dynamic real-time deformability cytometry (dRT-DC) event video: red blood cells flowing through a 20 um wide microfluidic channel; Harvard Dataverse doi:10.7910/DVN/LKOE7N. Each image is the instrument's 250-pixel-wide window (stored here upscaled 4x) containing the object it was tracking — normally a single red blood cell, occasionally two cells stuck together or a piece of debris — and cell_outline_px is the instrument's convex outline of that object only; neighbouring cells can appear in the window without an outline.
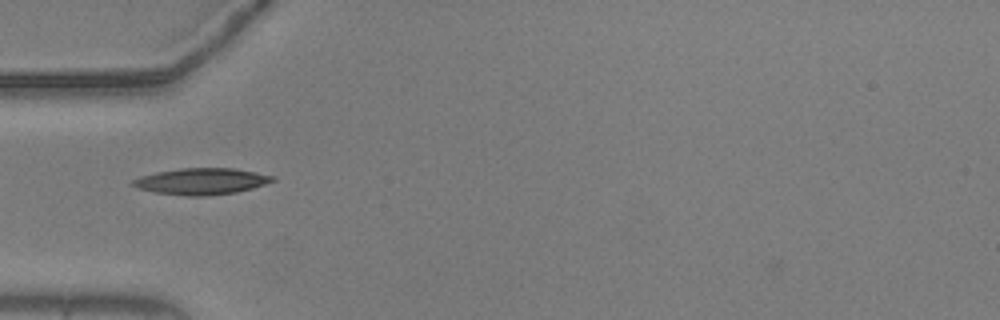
{"species": "common noctule bat (a hibernating species)", "species_latin": "Nyctalus noctula", "temperature_condition": "warm", "stored_images_in_passage": 39, "camera_frame_rate_fps": 3000, "um_per_image_px": 0.085, "animal": {"sex": "male", "body_mass_g": 20.5, "forearm_length_mm": 52.5}, "frame": {"image": 1, "passage_image": 1, "time_ms": 0.0, "image_size_px": [1000, 320], "cell_outline_px": [[276, 180], [252, 188], [236, 192], [208, 196], [188, 196], [156, 192], [136, 188], [132, 184], [132, 180], [140, 176], [156, 172], [180, 168], [232, 168], [256, 172], [276, 176]], "centroid_in_image_um": [17.13, 15.41], "position_along_channel_um": 67.9, "area_um2": 21.5}}
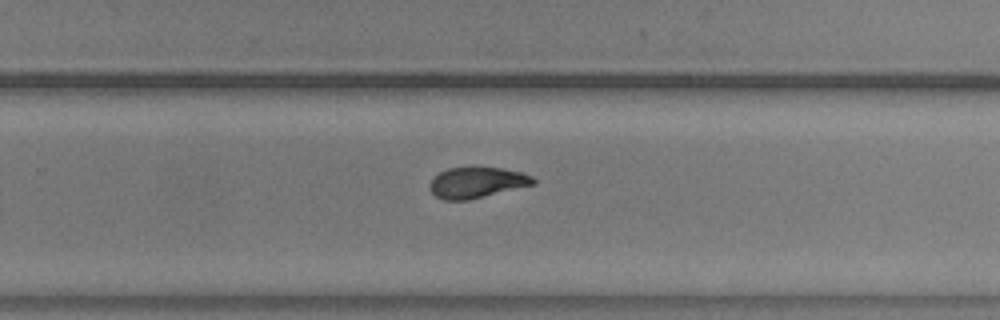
{"frame": {"image": 2, "passage_image": 19, "time_ms": 6.0, "image_size_px": [1000, 320], "cell_outline_px": [[536, 184], [468, 200], [444, 200], [436, 196], [428, 188], [428, 184], [440, 172], [448, 168], [504, 168], [520, 172], [532, 176], [536, 180]], "centroid_in_image_um": [40.54, 15.52], "position_along_channel_um": 289.3, "area_um2": 18.44}}
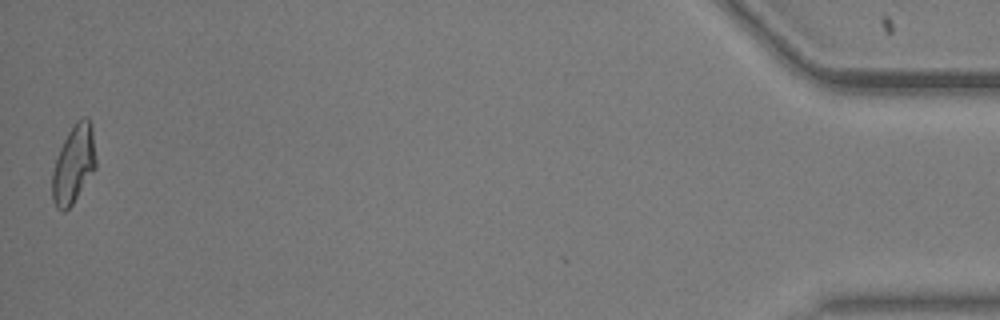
{"frame": {"image": 3, "passage_image": 38, "time_ms": 12.333, "image_size_px": [1000, 320], "cell_outline_px": [[96, 168], [72, 204], [64, 212], [56, 208], [52, 200], [52, 172], [60, 148], [68, 132], [76, 120], [84, 116], [88, 116], [92, 124], [96, 160]], "centroid_in_image_um": [6.27, 13.94], "position_along_channel_um": 428.9, "area_um2": 19.94}, "authors_computed_cell_mechanics": {"area_um2": 19.363, "velocity_mm_per_s": 3.6798, "shape_relaxation_time_tau1_ms": 6.0892, "shape_relaxation_time_tau2_ms": 2.579, "deformation_change_tau1": 0.1777, "deformation_change_tau2": 0.0885}}